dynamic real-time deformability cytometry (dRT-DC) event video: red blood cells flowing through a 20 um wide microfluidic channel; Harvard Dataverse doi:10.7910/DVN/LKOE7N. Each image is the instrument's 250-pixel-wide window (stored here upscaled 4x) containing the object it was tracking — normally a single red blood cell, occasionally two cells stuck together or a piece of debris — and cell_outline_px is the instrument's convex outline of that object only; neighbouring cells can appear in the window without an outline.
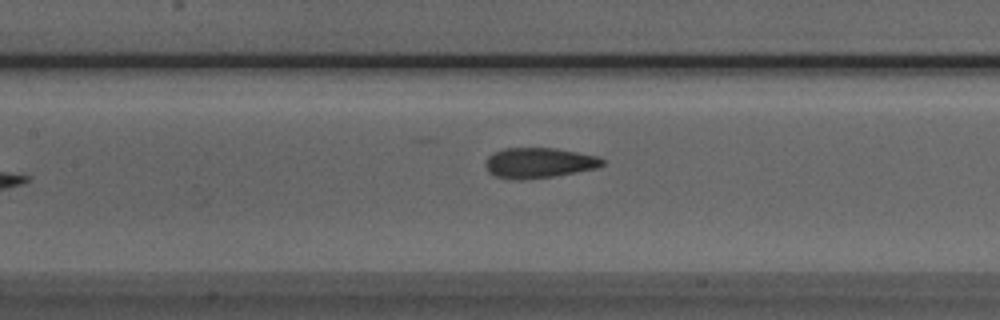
{"species": "Egyptian fruit bat (a non-hibernating species)", "species_latin": "Rousettus aegyptiacus", "temperature_condition": "room temperature", "stored_images_in_passage": 8, "camera_frame_rate_fps": 3000, "um_per_image_px": 0.085, "animal": {"sex": "male"}, "frame": {"image": 1, "passage_image": 7, "time_ms": 7.0, "image_size_px": [1000, 320], "cell_outline_px": [[604, 164], [596, 168], [576, 172], [552, 176], [520, 180], [512, 180], [492, 176], [488, 172], [484, 164], [484, 160], [492, 152], [504, 148], [556, 148], [600, 156], [604, 160]], "centroid_in_image_um": [45.75, 13.84], "position_along_channel_um": 161.6, "area_um2": 20.98}}